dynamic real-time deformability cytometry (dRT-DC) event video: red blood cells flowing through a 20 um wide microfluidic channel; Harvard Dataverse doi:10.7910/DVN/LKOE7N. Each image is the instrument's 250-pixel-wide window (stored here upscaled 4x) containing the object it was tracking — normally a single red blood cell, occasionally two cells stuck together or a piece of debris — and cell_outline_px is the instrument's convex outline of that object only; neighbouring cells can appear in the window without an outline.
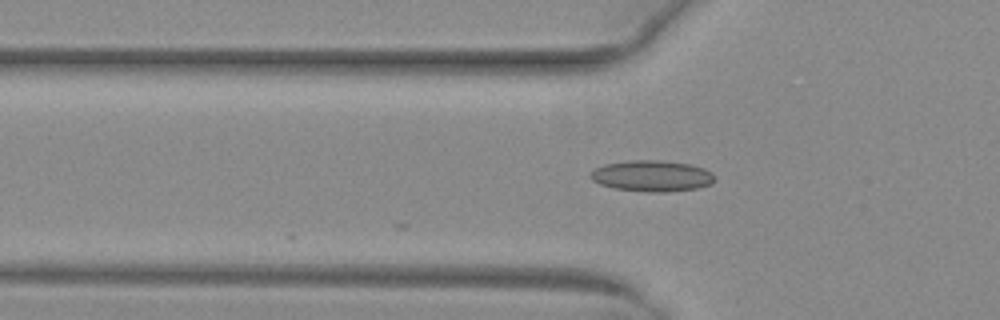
{"species": "common noctule bat (a hibernating species)", "species_latin": "Nyctalus noctula", "temperature_condition": "warm", "stored_images_in_passage": 5, "camera_frame_rate_fps": 3000, "um_per_image_px": 0.085, "animal": {"sex": "female", "body_mass_g": 29.2, "forearm_length_mm": 56.3}, "frame": {"image": 1, "passage_image": 2, "time_ms": 0.333, "image_size_px": [1000, 320], "cell_outline_px": [[716, 180], [712, 184], [696, 188], [664, 192], [648, 192], [612, 188], [600, 184], [592, 180], [588, 176], [596, 168], [604, 164], [636, 160], [660, 160], [692, 164], [704, 168], [712, 172], [716, 176]], "centroid_in_image_um": [55.45, 14.95], "position_along_channel_um": 70.3, "area_um2": 22.66}}
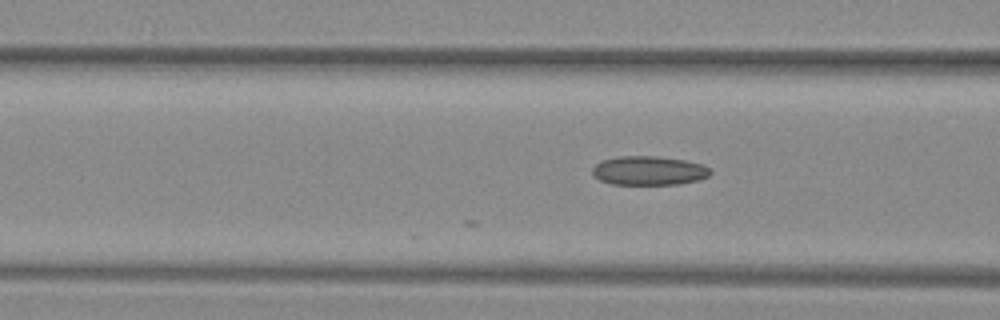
{"frame": {"image": 2, "passage_image": 5, "time_ms": 1.333, "image_size_px": [1000, 320], "cell_outline_px": [[712, 172], [708, 176], [700, 180], [680, 184], [612, 184], [600, 180], [592, 176], [592, 168], [600, 160], [620, 156], [656, 156], [684, 160], [704, 164]], "centroid_in_image_um": [55.14, 14.5], "position_along_channel_um": 111.5, "area_um2": 20.11}}